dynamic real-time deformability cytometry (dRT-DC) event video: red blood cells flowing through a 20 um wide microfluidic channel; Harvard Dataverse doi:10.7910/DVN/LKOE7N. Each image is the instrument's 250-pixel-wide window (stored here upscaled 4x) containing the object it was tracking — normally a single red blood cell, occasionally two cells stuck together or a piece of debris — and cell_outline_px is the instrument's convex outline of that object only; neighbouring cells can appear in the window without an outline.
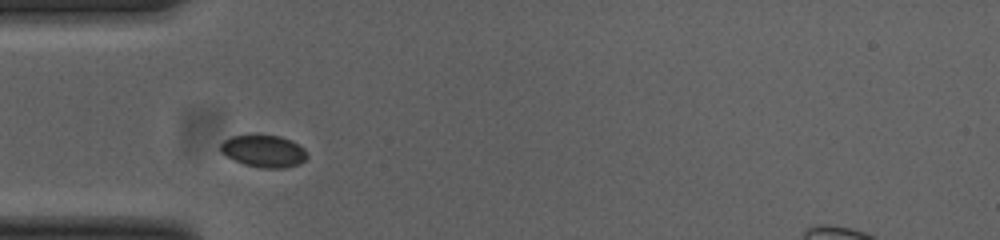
{"species": "common noctule bat (a hibernating species)", "species_latin": "Nyctalus noctula", "temperature_condition": "cold", "stored_images_in_passage": 13, "camera_frame_rate_fps": 3000, "um_per_image_px": 0.085, "animal": {"sex": "female", "body_mass_g": 23.0, "forearm_length_mm": 53.4}, "frame": {"image": 1, "passage_image": 6, "time_ms": 1.667, "image_size_px": [1000, 240], "cell_outline_px": [[308, 156], [300, 164], [284, 168], [260, 168], [244, 164], [232, 160], [220, 152], [220, 144], [224, 140], [232, 136], [280, 136], [292, 140], [304, 148], [308, 152]], "centroid_in_image_um": [22.43, 12.86], "position_along_channel_um": 62.6, "area_um2": 16.3}}
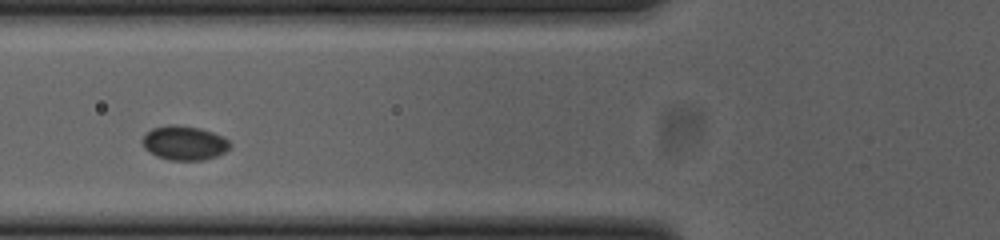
{"frame": {"image": 2, "passage_image": 10, "time_ms": 3.0, "image_size_px": [1000, 240], "cell_outline_px": [[232, 144], [224, 152], [216, 156], [204, 160], [168, 160], [156, 156], [148, 152], [144, 148], [140, 140], [152, 128], [168, 124], [172, 124], [200, 128], [212, 132], [228, 140]], "centroid_in_image_um": [15.62, 12.16], "position_along_channel_um": 110.2, "area_um2": 17.51}}